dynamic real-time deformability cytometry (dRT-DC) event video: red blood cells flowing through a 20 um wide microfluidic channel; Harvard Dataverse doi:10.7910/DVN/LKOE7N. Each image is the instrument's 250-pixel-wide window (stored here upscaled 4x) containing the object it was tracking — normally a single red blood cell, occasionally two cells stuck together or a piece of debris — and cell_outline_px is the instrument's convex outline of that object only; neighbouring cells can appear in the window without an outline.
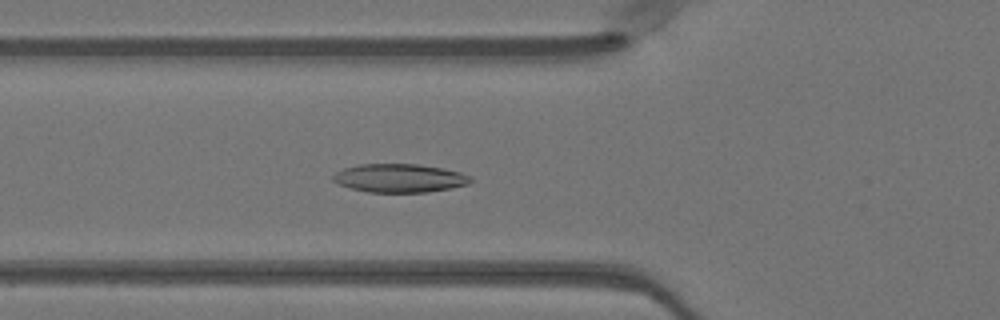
{"species": "Egyptian fruit bat (a non-hibernating species)", "species_latin": "Rousettus aegyptiacus", "temperature_condition": "warm", "stored_images_in_passage": 50, "camera_frame_rate_fps": 3000, "um_per_image_px": 0.085, "animal": {"sex": "female"}, "frame": {"image": 1, "passage_image": 18, "time_ms": 5.667, "image_size_px": [1000, 320], "cell_outline_px": [[472, 180], [468, 184], [428, 192], [368, 192], [348, 188], [332, 180], [332, 176], [336, 172], [344, 168], [360, 164], [416, 164], [444, 168], [460, 172], [472, 176]], "centroid_in_image_um": [33.95, 15.14], "position_along_channel_um": 91.9, "area_um2": 22.83}}
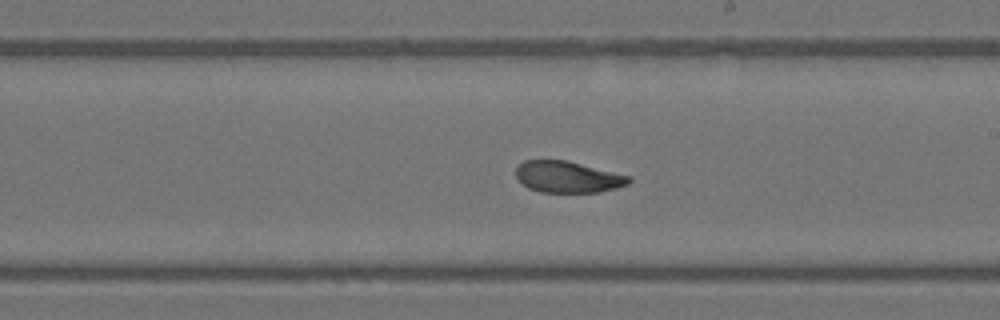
{"frame": {"image": 2, "passage_image": 29, "time_ms": 9.333, "image_size_px": [1000, 320], "cell_outline_px": [[632, 180], [628, 184], [616, 188], [600, 192], [540, 192], [528, 188], [516, 180], [516, 168], [524, 160], [564, 160], [632, 176]], "centroid_in_image_um": [48.25, 15.05], "position_along_channel_um": 240.8, "area_um2": 20.75}}
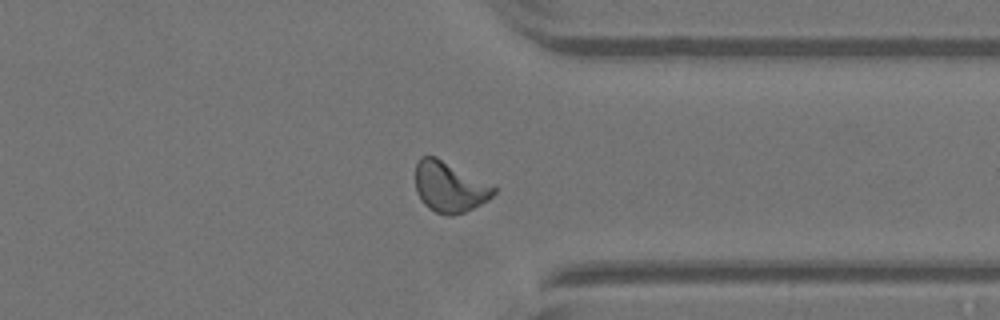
{"frame": {"image": 3, "passage_image": 39, "time_ms": 12.667, "image_size_px": [1000, 320], "cell_outline_px": [[496, 192], [488, 200], [464, 212], [452, 216], [448, 216], [436, 212], [428, 208], [420, 200], [416, 192], [416, 164], [420, 156], [436, 156], [496, 188]], "centroid_in_image_um": [38.16, 15.9], "position_along_channel_um": 373.2, "area_um2": 22.77}, "authors_computed_cell_mechanics": {"area_um2": 22.3108, "velocity_mm_per_s": 4.0493, "shape_relaxation_time_tau1_ms": 6.8103, "shape_relaxation_time_tau2_ms": 2.0248, "deformation_change_tau1": 0.1944, "deformation_change_tau2": 0.0774}}